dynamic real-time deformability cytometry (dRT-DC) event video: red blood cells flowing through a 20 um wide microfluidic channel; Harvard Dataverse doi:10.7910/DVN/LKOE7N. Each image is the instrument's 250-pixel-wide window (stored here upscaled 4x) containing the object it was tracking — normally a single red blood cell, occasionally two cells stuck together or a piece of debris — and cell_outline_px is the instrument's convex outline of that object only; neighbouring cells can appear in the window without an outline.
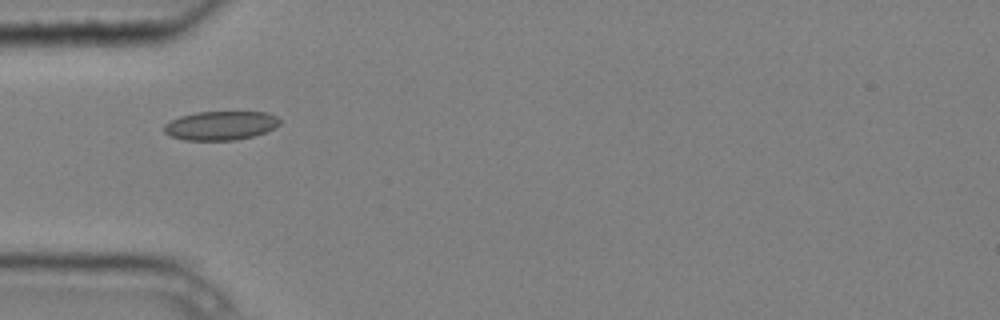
{"species": "common noctule bat (a hibernating species)", "species_latin": "Nyctalus noctula", "temperature_condition": "cold", "stored_images_in_passage": 8, "camera_frame_rate_fps": 3000, "um_per_image_px": 0.085, "animal": {"sex": "male", "body_mass_g": 20.4}, "frame": {"image": 1, "passage_image": 5, "time_ms": 1.333, "image_size_px": [1000, 320], "cell_outline_px": [[280, 124], [264, 132], [252, 136], [236, 140], [184, 140], [172, 136], [164, 132], [164, 124], [180, 116], [196, 112], [268, 112], [276, 116], [280, 120]], "centroid_in_image_um": [18.75, 10.67], "position_along_channel_um": 66.3, "area_um2": 19.36}}
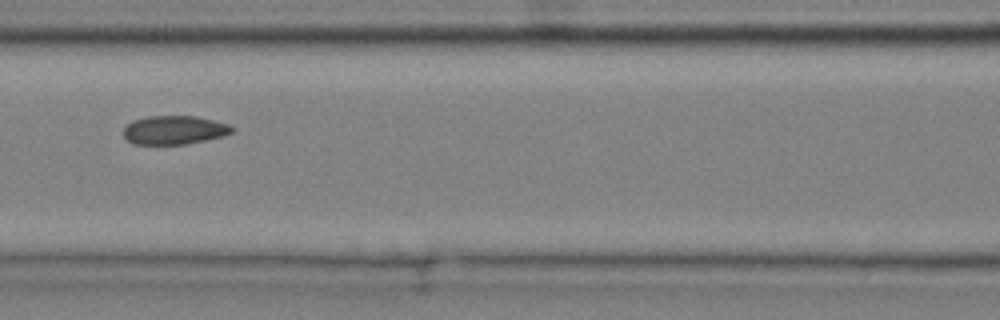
{"frame": {"image": 2, "passage_image": 7, "time_ms": 2.0, "image_size_px": [1000, 320], "cell_outline_px": [[236, 128], [232, 132], [224, 136], [184, 144], [132, 144], [124, 136], [124, 128], [132, 120], [148, 116], [196, 116], [228, 124]], "centroid_in_image_um": [14.81, 11.05], "position_along_channel_um": 151.8, "area_um2": 18.09}}
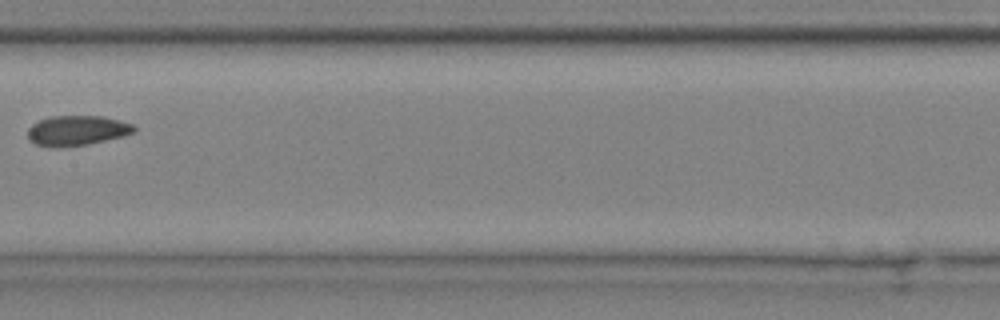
{"frame": {"image": 3, "passage_image": 8, "time_ms": 2.333, "image_size_px": [1000, 320], "cell_outline_px": [[136, 132], [88, 144], [52, 148], [36, 144], [28, 140], [28, 128], [32, 124], [40, 120], [52, 116], [104, 116], [132, 124], [136, 128]], "centroid_in_image_um": [6.51, 11.09], "position_along_channel_um": 200.9, "area_um2": 18.5}}